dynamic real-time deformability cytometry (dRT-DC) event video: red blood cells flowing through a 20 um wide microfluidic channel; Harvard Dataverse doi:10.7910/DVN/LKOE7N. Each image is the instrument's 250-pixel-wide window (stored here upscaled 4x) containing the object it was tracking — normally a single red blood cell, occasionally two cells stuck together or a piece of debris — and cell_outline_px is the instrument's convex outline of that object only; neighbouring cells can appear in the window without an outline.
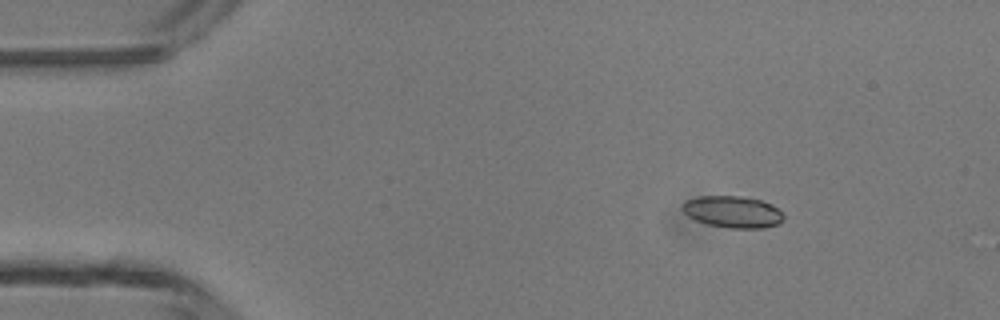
{"species": "common noctule bat (a hibernating species)", "species_latin": "Nyctalus noctula", "temperature_condition": "room temperature", "stored_images_in_passage": 3, "camera_frame_rate_fps": 3000, "um_per_image_px": 0.085, "animal": {"sex": "male", "body_mass_g": 13.3}, "frame": {"image": 1, "passage_image": 1, "time_ms": 0.0, "image_size_px": [1000, 320], "cell_outline_px": [[784, 220], [780, 224], [764, 228], [728, 228], [708, 224], [696, 220], [688, 216], [680, 208], [680, 204], [684, 200], [700, 196], [740, 196], [760, 200], [772, 204], [784, 216]], "centroid_in_image_um": [62.26, 18.01], "position_along_channel_um": 22.7, "area_um2": 18.9}}
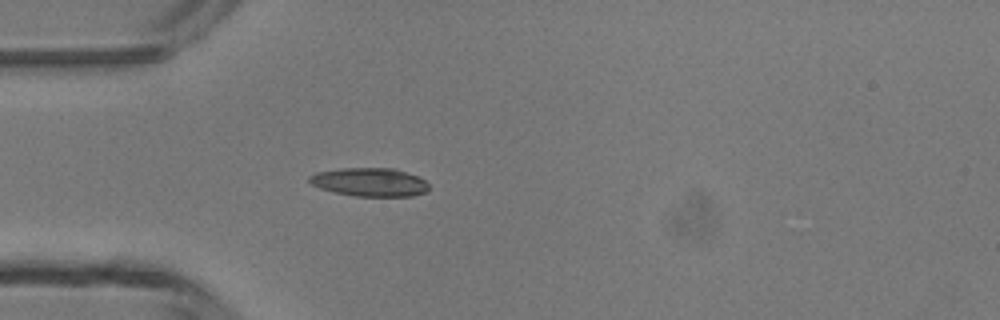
{"frame": {"image": 2, "passage_image": 3, "time_ms": 2.333, "image_size_px": [1000, 320], "cell_outline_px": [[428, 192], [412, 196], [356, 196], [336, 192], [320, 188], [312, 184], [308, 180], [308, 176], [316, 172], [340, 168], [392, 168], [416, 176], [424, 180], [428, 184]], "centroid_in_image_um": [31.41, 15.48], "position_along_channel_um": 53.6, "area_um2": 19.71}}